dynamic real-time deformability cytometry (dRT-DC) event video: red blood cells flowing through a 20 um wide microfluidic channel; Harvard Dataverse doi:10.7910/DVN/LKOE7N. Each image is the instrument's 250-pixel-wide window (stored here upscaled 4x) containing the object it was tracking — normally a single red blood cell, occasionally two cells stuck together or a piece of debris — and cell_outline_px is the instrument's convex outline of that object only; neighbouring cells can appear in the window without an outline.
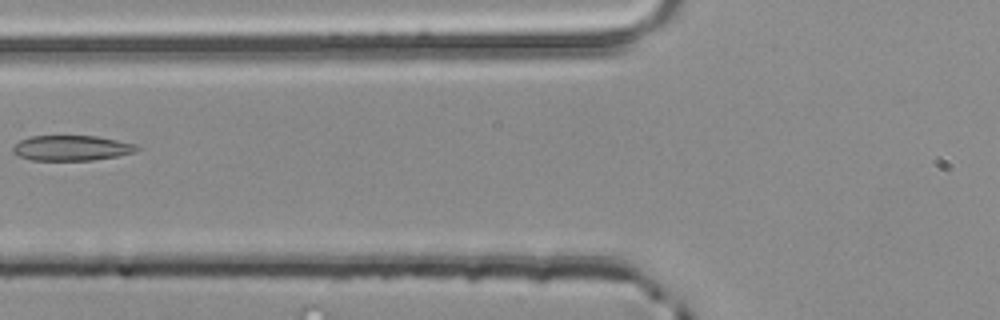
{"species": "common noctule bat (a hibernating species)", "species_latin": "Nyctalus noctula", "temperature_condition": "room temperature", "stored_images_in_passage": 3, "camera_frame_rate_fps": 3000, "um_per_image_px": 0.085, "animal": {"sex": "male", "body_mass_g": 20.4}, "frame": {"image": 1, "passage_image": 3, "time_ms": 0.667, "image_size_px": [1000, 320], "cell_outline_px": [[144, 148], [136, 152], [120, 156], [92, 160], [32, 160], [20, 156], [12, 152], [12, 148], [20, 140], [28, 136], [96, 136], [136, 144]], "centroid_in_image_um": [6.14, 12.58], "position_along_channel_um": 119.7, "area_um2": 18.38}}